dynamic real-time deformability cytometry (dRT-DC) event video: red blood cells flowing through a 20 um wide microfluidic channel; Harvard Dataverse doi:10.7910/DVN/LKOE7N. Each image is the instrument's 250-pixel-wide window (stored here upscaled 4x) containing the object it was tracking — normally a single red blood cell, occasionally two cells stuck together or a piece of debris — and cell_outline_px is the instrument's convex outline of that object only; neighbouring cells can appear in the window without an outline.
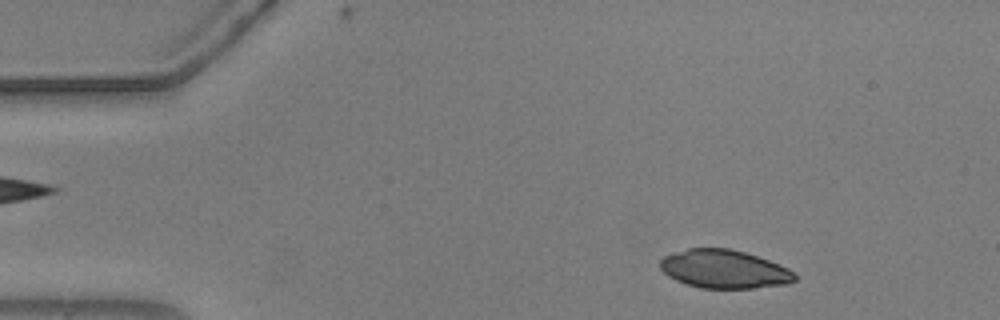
{"species": "common noctule bat (a hibernating species)", "species_latin": "Nyctalus noctula", "temperature_condition": "warm", "stored_images_in_passage": 21, "camera_frame_rate_fps": 3000, "um_per_image_px": 0.085, "animal": {"sex": "male", "body_mass_g": 20.5, "forearm_length_mm": 52.5}, "frame": {"image": 1, "passage_image": 3, "time_ms": 0.667, "image_size_px": [1000, 320], "cell_outline_px": [[796, 280], [788, 284], [752, 288], [700, 288], [676, 280], [668, 276], [660, 268], [660, 260], [664, 256], [688, 248], [728, 248], [744, 252], [768, 260], [788, 268], [796, 272]], "centroid_in_image_um": [61.57, 22.88], "position_along_channel_um": 23.4, "area_um2": 30.06}}